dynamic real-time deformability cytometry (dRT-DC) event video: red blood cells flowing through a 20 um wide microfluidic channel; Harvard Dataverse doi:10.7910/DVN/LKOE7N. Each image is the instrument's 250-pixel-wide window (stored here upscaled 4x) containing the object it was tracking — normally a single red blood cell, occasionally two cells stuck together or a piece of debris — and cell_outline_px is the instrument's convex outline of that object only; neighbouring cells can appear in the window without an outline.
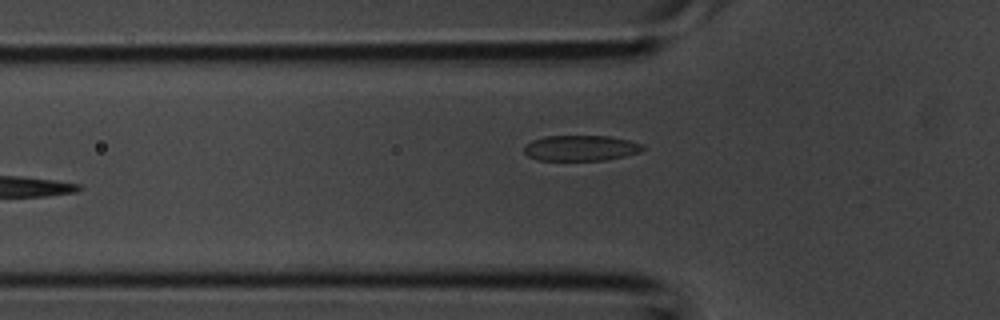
{"species": "common noctule bat (a hibernating species)", "species_latin": "Nyctalus noctula", "temperature_condition": "room temperature", "stored_images_in_passage": 4, "segment_of_instrument_passage": [1, 2], "camera_frame_rate_fps": 3000, "um_per_image_px": 0.085, "animal": {"sex": "male", "body_mass_g": 20.1, "forearm_length_mm": 53.5}, "frame": {"image": 1, "passage_image": 3, "time_ms": 0.667, "image_size_px": [1000, 320], "cell_outline_px": [[644, 148], [640, 152], [624, 156], [604, 160], [540, 160], [528, 156], [524, 152], [524, 144], [532, 140], [544, 136], [608, 136], [628, 140], [644, 144]], "centroid_in_image_um": [49.35, 12.58], "position_along_channel_um": 76.5, "area_um2": 17.69}}